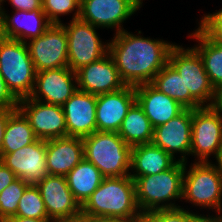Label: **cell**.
<instances>
[{"instance_id":"obj_1","label":"cell","mask_w":222,"mask_h":222,"mask_svg":"<svg viewBox=\"0 0 222 222\" xmlns=\"http://www.w3.org/2000/svg\"><path fill=\"white\" fill-rule=\"evenodd\" d=\"M123 30L109 41V54L115 62L125 85L137 86L151 83L168 63L170 50L175 43L142 37Z\"/></svg>"},{"instance_id":"obj_2","label":"cell","mask_w":222,"mask_h":222,"mask_svg":"<svg viewBox=\"0 0 222 222\" xmlns=\"http://www.w3.org/2000/svg\"><path fill=\"white\" fill-rule=\"evenodd\" d=\"M142 216L136 201L135 181L129 175L104 177L82 205V217L90 219L138 222Z\"/></svg>"},{"instance_id":"obj_3","label":"cell","mask_w":222,"mask_h":222,"mask_svg":"<svg viewBox=\"0 0 222 222\" xmlns=\"http://www.w3.org/2000/svg\"><path fill=\"white\" fill-rule=\"evenodd\" d=\"M184 169L185 162L177 161L164 172L140 176L135 180L136 201L142 214L181 207L174 202L182 199Z\"/></svg>"},{"instance_id":"obj_4","label":"cell","mask_w":222,"mask_h":222,"mask_svg":"<svg viewBox=\"0 0 222 222\" xmlns=\"http://www.w3.org/2000/svg\"><path fill=\"white\" fill-rule=\"evenodd\" d=\"M168 62L185 83V108L212 106L215 89L209 81L198 52L193 47L185 49L182 45L175 44L170 50Z\"/></svg>"},{"instance_id":"obj_5","label":"cell","mask_w":222,"mask_h":222,"mask_svg":"<svg viewBox=\"0 0 222 222\" xmlns=\"http://www.w3.org/2000/svg\"><path fill=\"white\" fill-rule=\"evenodd\" d=\"M82 140L84 159L94 164L104 177L130 174L132 147L117 132L96 131Z\"/></svg>"},{"instance_id":"obj_6","label":"cell","mask_w":222,"mask_h":222,"mask_svg":"<svg viewBox=\"0 0 222 222\" xmlns=\"http://www.w3.org/2000/svg\"><path fill=\"white\" fill-rule=\"evenodd\" d=\"M0 74L18 100L31 95L37 71L26 43L0 39Z\"/></svg>"},{"instance_id":"obj_7","label":"cell","mask_w":222,"mask_h":222,"mask_svg":"<svg viewBox=\"0 0 222 222\" xmlns=\"http://www.w3.org/2000/svg\"><path fill=\"white\" fill-rule=\"evenodd\" d=\"M185 162L182 199L196 207L222 212V175L212 162ZM187 170V171H186ZM203 207V208H202Z\"/></svg>"},{"instance_id":"obj_8","label":"cell","mask_w":222,"mask_h":222,"mask_svg":"<svg viewBox=\"0 0 222 222\" xmlns=\"http://www.w3.org/2000/svg\"><path fill=\"white\" fill-rule=\"evenodd\" d=\"M68 40V68L74 72L109 53V42H102L98 27L80 19L63 24ZM96 29V30H95Z\"/></svg>"},{"instance_id":"obj_9","label":"cell","mask_w":222,"mask_h":222,"mask_svg":"<svg viewBox=\"0 0 222 222\" xmlns=\"http://www.w3.org/2000/svg\"><path fill=\"white\" fill-rule=\"evenodd\" d=\"M221 148L222 110L213 106L193 109L190 156L197 158L195 162H210L209 157L216 159Z\"/></svg>"},{"instance_id":"obj_10","label":"cell","mask_w":222,"mask_h":222,"mask_svg":"<svg viewBox=\"0 0 222 222\" xmlns=\"http://www.w3.org/2000/svg\"><path fill=\"white\" fill-rule=\"evenodd\" d=\"M48 218L54 222H76L82 216V206L74 198L66 177L48 175L36 183Z\"/></svg>"},{"instance_id":"obj_11","label":"cell","mask_w":222,"mask_h":222,"mask_svg":"<svg viewBox=\"0 0 222 222\" xmlns=\"http://www.w3.org/2000/svg\"><path fill=\"white\" fill-rule=\"evenodd\" d=\"M142 3L143 0H81L79 19L119 33L124 30V21L140 10Z\"/></svg>"},{"instance_id":"obj_12","label":"cell","mask_w":222,"mask_h":222,"mask_svg":"<svg viewBox=\"0 0 222 222\" xmlns=\"http://www.w3.org/2000/svg\"><path fill=\"white\" fill-rule=\"evenodd\" d=\"M26 44L37 72L68 67V40L62 24H52L41 36Z\"/></svg>"},{"instance_id":"obj_13","label":"cell","mask_w":222,"mask_h":222,"mask_svg":"<svg viewBox=\"0 0 222 222\" xmlns=\"http://www.w3.org/2000/svg\"><path fill=\"white\" fill-rule=\"evenodd\" d=\"M18 109L28 119L37 139L46 141L67 136L61 105L46 104L26 97L19 100Z\"/></svg>"},{"instance_id":"obj_14","label":"cell","mask_w":222,"mask_h":222,"mask_svg":"<svg viewBox=\"0 0 222 222\" xmlns=\"http://www.w3.org/2000/svg\"><path fill=\"white\" fill-rule=\"evenodd\" d=\"M78 90L76 72L68 67L37 72L29 98L53 105H63Z\"/></svg>"},{"instance_id":"obj_15","label":"cell","mask_w":222,"mask_h":222,"mask_svg":"<svg viewBox=\"0 0 222 222\" xmlns=\"http://www.w3.org/2000/svg\"><path fill=\"white\" fill-rule=\"evenodd\" d=\"M193 109L185 108L179 115L167 123L154 128L152 143L169 153L174 159L175 153H181L180 162H187L192 139Z\"/></svg>"},{"instance_id":"obj_16","label":"cell","mask_w":222,"mask_h":222,"mask_svg":"<svg viewBox=\"0 0 222 222\" xmlns=\"http://www.w3.org/2000/svg\"><path fill=\"white\" fill-rule=\"evenodd\" d=\"M0 161L17 178L30 184H36L48 176L46 167V141L37 139L34 143L12 153H1Z\"/></svg>"},{"instance_id":"obj_17","label":"cell","mask_w":222,"mask_h":222,"mask_svg":"<svg viewBox=\"0 0 222 222\" xmlns=\"http://www.w3.org/2000/svg\"><path fill=\"white\" fill-rule=\"evenodd\" d=\"M78 89L93 95L118 91L125 87L115 62L108 53L76 71Z\"/></svg>"},{"instance_id":"obj_18","label":"cell","mask_w":222,"mask_h":222,"mask_svg":"<svg viewBox=\"0 0 222 222\" xmlns=\"http://www.w3.org/2000/svg\"><path fill=\"white\" fill-rule=\"evenodd\" d=\"M136 102L135 86L126 85L122 89L97 96V131L118 132L128 110Z\"/></svg>"},{"instance_id":"obj_19","label":"cell","mask_w":222,"mask_h":222,"mask_svg":"<svg viewBox=\"0 0 222 222\" xmlns=\"http://www.w3.org/2000/svg\"><path fill=\"white\" fill-rule=\"evenodd\" d=\"M97 96L77 90L63 105L67 136L84 138L97 131Z\"/></svg>"},{"instance_id":"obj_20","label":"cell","mask_w":222,"mask_h":222,"mask_svg":"<svg viewBox=\"0 0 222 222\" xmlns=\"http://www.w3.org/2000/svg\"><path fill=\"white\" fill-rule=\"evenodd\" d=\"M84 159L80 137H60L46 140V167L49 175L66 176Z\"/></svg>"},{"instance_id":"obj_21","label":"cell","mask_w":222,"mask_h":222,"mask_svg":"<svg viewBox=\"0 0 222 222\" xmlns=\"http://www.w3.org/2000/svg\"><path fill=\"white\" fill-rule=\"evenodd\" d=\"M136 102L143 109L153 128L167 123L185 108L151 83L135 86Z\"/></svg>"},{"instance_id":"obj_22","label":"cell","mask_w":222,"mask_h":222,"mask_svg":"<svg viewBox=\"0 0 222 222\" xmlns=\"http://www.w3.org/2000/svg\"><path fill=\"white\" fill-rule=\"evenodd\" d=\"M12 13L10 16L3 7V35L7 39L26 43L41 36L52 25L43 9L15 10Z\"/></svg>"},{"instance_id":"obj_23","label":"cell","mask_w":222,"mask_h":222,"mask_svg":"<svg viewBox=\"0 0 222 222\" xmlns=\"http://www.w3.org/2000/svg\"><path fill=\"white\" fill-rule=\"evenodd\" d=\"M177 161L153 143L137 145L131 150L129 176L135 181L140 176L161 173L171 168Z\"/></svg>"},{"instance_id":"obj_24","label":"cell","mask_w":222,"mask_h":222,"mask_svg":"<svg viewBox=\"0 0 222 222\" xmlns=\"http://www.w3.org/2000/svg\"><path fill=\"white\" fill-rule=\"evenodd\" d=\"M188 37L198 40L193 48L200 55L209 81L215 89L222 83V44L210 38L200 27Z\"/></svg>"},{"instance_id":"obj_25","label":"cell","mask_w":222,"mask_h":222,"mask_svg":"<svg viewBox=\"0 0 222 222\" xmlns=\"http://www.w3.org/2000/svg\"><path fill=\"white\" fill-rule=\"evenodd\" d=\"M69 189L82 206L101 184L104 176L92 163L83 159L66 176Z\"/></svg>"},{"instance_id":"obj_26","label":"cell","mask_w":222,"mask_h":222,"mask_svg":"<svg viewBox=\"0 0 222 222\" xmlns=\"http://www.w3.org/2000/svg\"><path fill=\"white\" fill-rule=\"evenodd\" d=\"M154 128L143 109L135 102L118 130L119 136L131 147L152 143Z\"/></svg>"},{"instance_id":"obj_27","label":"cell","mask_w":222,"mask_h":222,"mask_svg":"<svg viewBox=\"0 0 222 222\" xmlns=\"http://www.w3.org/2000/svg\"><path fill=\"white\" fill-rule=\"evenodd\" d=\"M37 140L28 119L16 109L8 118L1 153H12Z\"/></svg>"},{"instance_id":"obj_28","label":"cell","mask_w":222,"mask_h":222,"mask_svg":"<svg viewBox=\"0 0 222 222\" xmlns=\"http://www.w3.org/2000/svg\"><path fill=\"white\" fill-rule=\"evenodd\" d=\"M151 84L185 108V83L169 62L155 75Z\"/></svg>"},{"instance_id":"obj_29","label":"cell","mask_w":222,"mask_h":222,"mask_svg":"<svg viewBox=\"0 0 222 222\" xmlns=\"http://www.w3.org/2000/svg\"><path fill=\"white\" fill-rule=\"evenodd\" d=\"M14 216L36 219L48 218L40 190L36 184H30L25 189Z\"/></svg>"},{"instance_id":"obj_30","label":"cell","mask_w":222,"mask_h":222,"mask_svg":"<svg viewBox=\"0 0 222 222\" xmlns=\"http://www.w3.org/2000/svg\"><path fill=\"white\" fill-rule=\"evenodd\" d=\"M29 185L17 178L0 192V220H7L16 214L18 202Z\"/></svg>"},{"instance_id":"obj_31","label":"cell","mask_w":222,"mask_h":222,"mask_svg":"<svg viewBox=\"0 0 222 222\" xmlns=\"http://www.w3.org/2000/svg\"><path fill=\"white\" fill-rule=\"evenodd\" d=\"M144 222H206V216L183 207L154 210L143 214Z\"/></svg>"},{"instance_id":"obj_32","label":"cell","mask_w":222,"mask_h":222,"mask_svg":"<svg viewBox=\"0 0 222 222\" xmlns=\"http://www.w3.org/2000/svg\"><path fill=\"white\" fill-rule=\"evenodd\" d=\"M81 0H43L42 9L52 24H62L60 16L73 13L72 20L79 19Z\"/></svg>"},{"instance_id":"obj_33","label":"cell","mask_w":222,"mask_h":222,"mask_svg":"<svg viewBox=\"0 0 222 222\" xmlns=\"http://www.w3.org/2000/svg\"><path fill=\"white\" fill-rule=\"evenodd\" d=\"M198 24L210 38L222 44V9L213 14L206 13Z\"/></svg>"},{"instance_id":"obj_34","label":"cell","mask_w":222,"mask_h":222,"mask_svg":"<svg viewBox=\"0 0 222 222\" xmlns=\"http://www.w3.org/2000/svg\"><path fill=\"white\" fill-rule=\"evenodd\" d=\"M19 100L8 89L0 74V109H18Z\"/></svg>"},{"instance_id":"obj_35","label":"cell","mask_w":222,"mask_h":222,"mask_svg":"<svg viewBox=\"0 0 222 222\" xmlns=\"http://www.w3.org/2000/svg\"><path fill=\"white\" fill-rule=\"evenodd\" d=\"M7 0H4L6 2ZM14 10L17 11H32L36 9H42L43 0H8Z\"/></svg>"},{"instance_id":"obj_36","label":"cell","mask_w":222,"mask_h":222,"mask_svg":"<svg viewBox=\"0 0 222 222\" xmlns=\"http://www.w3.org/2000/svg\"><path fill=\"white\" fill-rule=\"evenodd\" d=\"M16 179L15 173L0 161V192Z\"/></svg>"},{"instance_id":"obj_37","label":"cell","mask_w":222,"mask_h":222,"mask_svg":"<svg viewBox=\"0 0 222 222\" xmlns=\"http://www.w3.org/2000/svg\"><path fill=\"white\" fill-rule=\"evenodd\" d=\"M16 109H0V159H1V148H2V141L4 137L5 127L7 124V120L9 116L15 111Z\"/></svg>"},{"instance_id":"obj_38","label":"cell","mask_w":222,"mask_h":222,"mask_svg":"<svg viewBox=\"0 0 222 222\" xmlns=\"http://www.w3.org/2000/svg\"><path fill=\"white\" fill-rule=\"evenodd\" d=\"M7 222H54L50 218H42V219H36V218H23L18 216H12L6 220Z\"/></svg>"},{"instance_id":"obj_39","label":"cell","mask_w":222,"mask_h":222,"mask_svg":"<svg viewBox=\"0 0 222 222\" xmlns=\"http://www.w3.org/2000/svg\"><path fill=\"white\" fill-rule=\"evenodd\" d=\"M212 106L216 109L222 110V83L215 88V96Z\"/></svg>"},{"instance_id":"obj_40","label":"cell","mask_w":222,"mask_h":222,"mask_svg":"<svg viewBox=\"0 0 222 222\" xmlns=\"http://www.w3.org/2000/svg\"><path fill=\"white\" fill-rule=\"evenodd\" d=\"M218 214H216L215 216L214 215H211L208 214L206 215V222H222V212H217Z\"/></svg>"},{"instance_id":"obj_41","label":"cell","mask_w":222,"mask_h":222,"mask_svg":"<svg viewBox=\"0 0 222 222\" xmlns=\"http://www.w3.org/2000/svg\"><path fill=\"white\" fill-rule=\"evenodd\" d=\"M4 38L3 35V6L0 5V39Z\"/></svg>"},{"instance_id":"obj_42","label":"cell","mask_w":222,"mask_h":222,"mask_svg":"<svg viewBox=\"0 0 222 222\" xmlns=\"http://www.w3.org/2000/svg\"><path fill=\"white\" fill-rule=\"evenodd\" d=\"M216 162L215 164H217L216 166L218 167L219 172L222 175V148L218 154V157L216 158Z\"/></svg>"},{"instance_id":"obj_43","label":"cell","mask_w":222,"mask_h":222,"mask_svg":"<svg viewBox=\"0 0 222 222\" xmlns=\"http://www.w3.org/2000/svg\"><path fill=\"white\" fill-rule=\"evenodd\" d=\"M76 222H92V219L81 216Z\"/></svg>"},{"instance_id":"obj_44","label":"cell","mask_w":222,"mask_h":222,"mask_svg":"<svg viewBox=\"0 0 222 222\" xmlns=\"http://www.w3.org/2000/svg\"><path fill=\"white\" fill-rule=\"evenodd\" d=\"M92 222H119L114 220H101V219H92Z\"/></svg>"},{"instance_id":"obj_45","label":"cell","mask_w":222,"mask_h":222,"mask_svg":"<svg viewBox=\"0 0 222 222\" xmlns=\"http://www.w3.org/2000/svg\"><path fill=\"white\" fill-rule=\"evenodd\" d=\"M4 0H0V5L3 6Z\"/></svg>"}]
</instances>
